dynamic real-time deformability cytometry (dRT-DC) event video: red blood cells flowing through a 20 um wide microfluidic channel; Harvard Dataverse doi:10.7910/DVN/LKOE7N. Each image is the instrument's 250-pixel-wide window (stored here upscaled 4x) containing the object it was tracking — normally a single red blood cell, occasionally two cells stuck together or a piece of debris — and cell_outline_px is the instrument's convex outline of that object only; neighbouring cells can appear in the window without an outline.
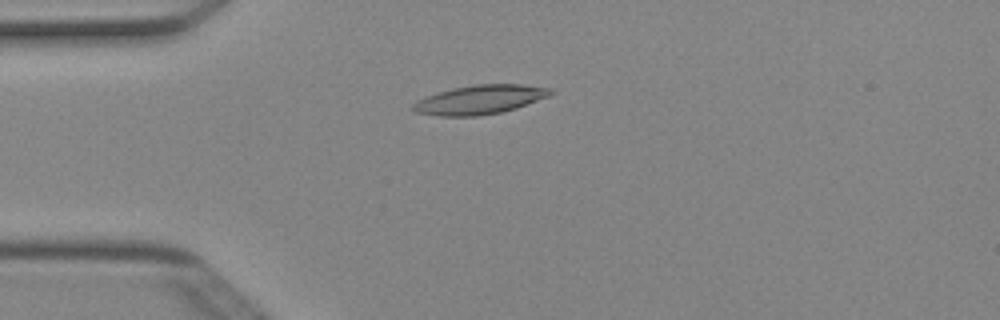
{"species": "Egyptian fruit bat (a non-hibernating species)", "species_latin": "Rousettus aegyptiacus", "temperature_condition": "cold", "stored_images_in_passage": 41, "camera_frame_rate_fps": 3000, "um_per_image_px": 0.085, "animal": {"sex": "female"}, "frame": {"image": 1, "passage_image": 4, "time_ms": 1.0, "image_size_px": [1000, 320], "cell_outline_px": [[556, 92], [548, 96], [516, 108], [500, 112], [476, 116], [440, 116], [412, 112], [408, 108], [416, 100], [452, 88], [476, 84], [524, 84], [552, 88]], "centroid_in_image_um": [40.76, 8.47], "position_along_channel_um": 44.2, "area_um2": 23.41}}
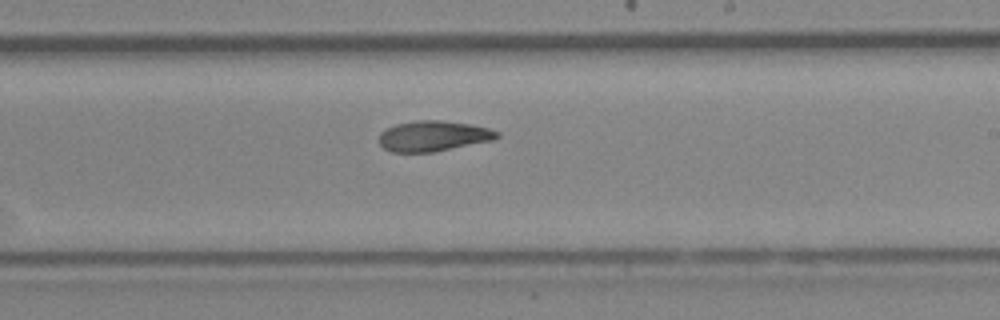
{"frame": {"image": 2, "passage_image": 21, "time_ms": 6.667, "image_size_px": [1000, 320], "cell_outline_px": [[500, 136], [492, 140], [432, 152], [392, 152], [384, 148], [380, 144], [380, 132], [396, 124], [416, 120], [440, 120], [468, 124], [488, 128], [500, 132]], "centroid_in_image_um": [36.82, 11.56], "position_along_channel_um": 252.2, "area_um2": 20.69}}
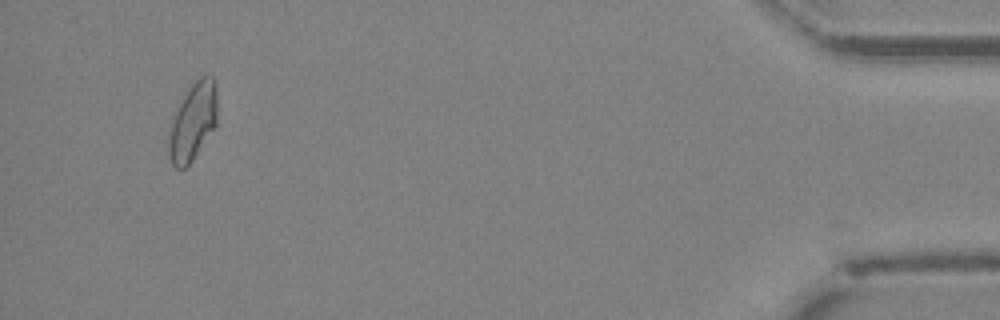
{"frame": {"image": 3, "passage_image": 39, "time_ms": 12.667, "image_size_px": [1000, 320], "cell_outline_px": [[216, 124], [192, 160], [184, 168], [176, 168], [172, 164], [168, 156], [168, 136], [176, 112], [188, 88], [204, 72], [212, 76], [216, 80]], "centroid_in_image_um": [16.4, 10.3], "position_along_channel_um": 418.8, "area_um2": 21.62}, "authors_computed_cell_mechanics": {"area_um2": 21.6172, "velocity_mm_per_s": 4.0169, "shape_relaxation_time_tau1_ms": 7.6699, "shape_relaxation_time_tau2_ms": 5.6778, "deformation_change_tau1": 0.1968, "deformation_change_tau2": 0.1274}}